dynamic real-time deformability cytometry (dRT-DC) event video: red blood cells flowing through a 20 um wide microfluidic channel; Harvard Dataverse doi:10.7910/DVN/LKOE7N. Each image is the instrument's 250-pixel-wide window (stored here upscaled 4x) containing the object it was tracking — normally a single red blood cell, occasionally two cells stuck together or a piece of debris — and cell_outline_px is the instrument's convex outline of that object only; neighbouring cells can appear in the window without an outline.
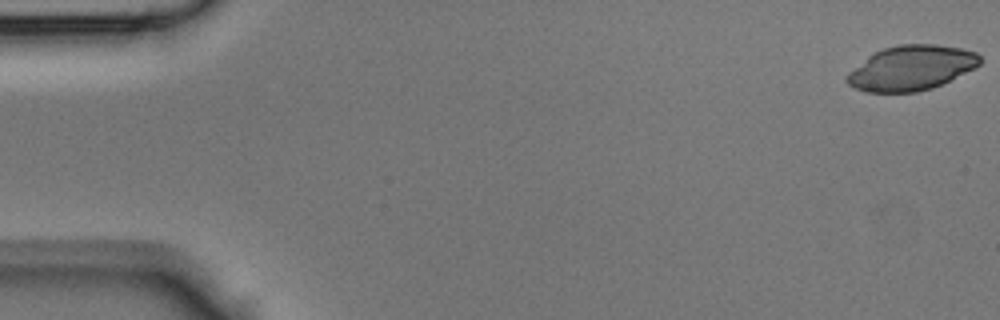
{"species": "Egyptian fruit bat (a non-hibernating species)", "species_latin": "Rousettus aegyptiacus", "temperature_condition": "room temperature", "stored_images_in_passage": 43, "camera_frame_rate_fps": 3000, "um_per_image_px": 0.085, "animal": {"sex": "male"}, "frame": {"image": 1, "passage_image": 1, "time_ms": 0.0, "image_size_px": [1000, 320], "cell_outline_px": [[980, 64], [976, 68], [932, 88], [916, 92], [864, 92], [848, 84], [844, 80], [848, 72], [868, 56], [884, 48], [900, 44], [936, 44], [960, 48], [976, 52], [980, 56]], "centroid_in_image_um": [77.45, 5.78], "position_along_channel_um": 7.6, "area_um2": 34.68}}